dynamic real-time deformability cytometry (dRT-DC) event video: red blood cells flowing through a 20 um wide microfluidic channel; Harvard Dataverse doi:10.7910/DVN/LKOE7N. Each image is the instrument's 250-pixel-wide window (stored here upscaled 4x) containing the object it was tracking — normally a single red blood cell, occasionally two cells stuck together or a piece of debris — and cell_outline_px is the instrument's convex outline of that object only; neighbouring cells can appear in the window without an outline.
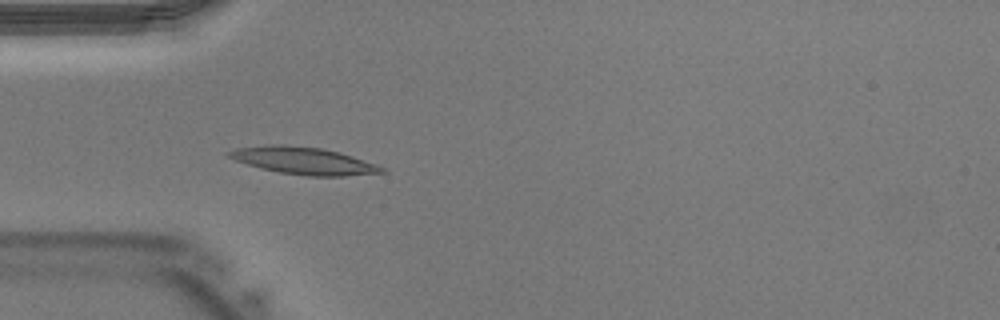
{"species": "Egyptian fruit bat (a non-hibernating species)", "species_latin": "Rousettus aegyptiacus", "temperature_condition": "warm", "stored_images_in_passage": 40, "camera_frame_rate_fps": 3000, "um_per_image_px": 0.085, "animal": {"sex": "male"}, "frame": {"image": 1, "passage_image": 11, "time_ms": 3.333, "image_size_px": [1000, 320], "cell_outline_px": [[388, 172], [344, 176], [308, 176], [280, 172], [260, 168], [236, 160], [228, 156], [228, 152], [236, 148], [272, 144], [280, 144], [320, 148], [340, 152], [376, 164], [384, 168]], "centroid_in_image_um": [25.84, 13.66], "position_along_channel_um": 59.2, "area_um2": 23.99}}
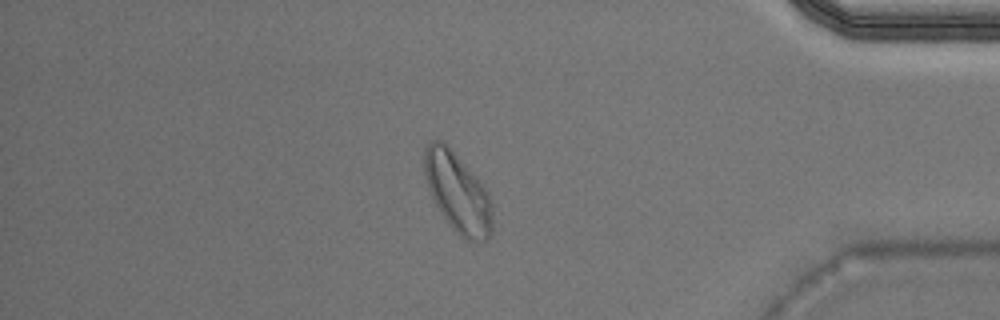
{"frame": {"image": 2, "passage_image": 34, "time_ms": 11.0, "image_size_px": [1000, 320], "cell_outline_px": [[492, 232], [484, 240], [468, 240], [460, 236], [456, 232], [440, 212], [428, 188], [424, 176], [424, 148], [432, 140], [440, 140], [448, 144], [480, 180], [488, 192], [492, 200]], "centroid_in_image_um": [38.9, 16.32], "position_along_channel_um": 396.3, "area_um2": 31.67}}
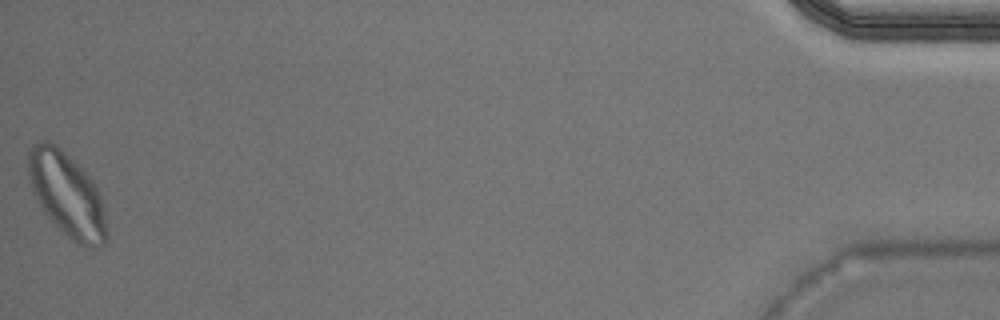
{"frame": {"image": 3, "passage_image": 40, "time_ms": 13.0, "image_size_px": [1000, 320], "cell_outline_px": [[108, 240], [100, 248], [84, 248], [72, 240], [44, 212], [32, 192], [28, 176], [28, 152], [32, 144], [40, 140], [48, 140], [56, 144], [92, 180], [100, 196], [108, 232]], "centroid_in_image_um": [5.68, 16.56], "position_along_channel_um": 429.5, "area_um2": 38.32}}